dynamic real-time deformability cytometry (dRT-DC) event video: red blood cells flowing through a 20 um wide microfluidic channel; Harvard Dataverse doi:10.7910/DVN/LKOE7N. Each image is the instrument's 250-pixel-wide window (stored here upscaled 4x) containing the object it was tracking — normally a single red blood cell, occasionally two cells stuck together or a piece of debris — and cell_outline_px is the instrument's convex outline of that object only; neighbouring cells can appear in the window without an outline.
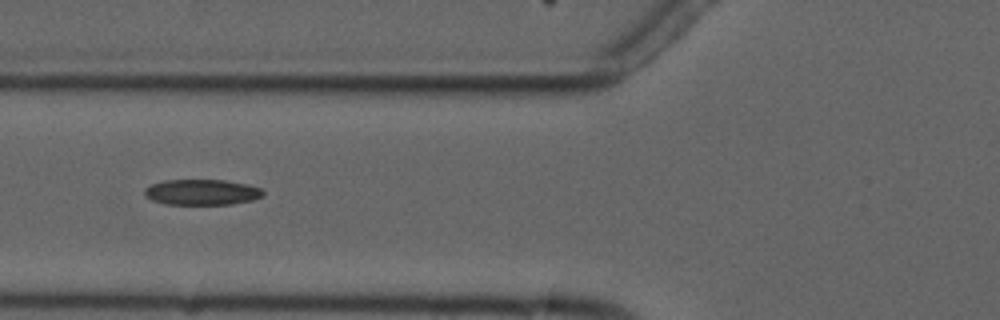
{"species": "common noctule bat (a hibernating species)", "species_latin": "Nyctalus noctula", "temperature_condition": "cold", "stored_images_in_passage": 9, "camera_frame_rate_fps": 3000, "um_per_image_px": 0.085, "animal": {"sex": "male", "forearm_length_mm": 52.5}, "frame": {"image": 1, "passage_image": 4, "time_ms": 4.333, "image_size_px": [1000, 320], "cell_outline_px": [[264, 192], [260, 196], [252, 200], [232, 204], [164, 204], [152, 200], [144, 196], [144, 188], [152, 184], [164, 180], [224, 180], [248, 184], [260, 188]], "centroid_in_image_um": [17.12, 16.33], "position_along_channel_um": 108.7, "area_um2": 17.69}}
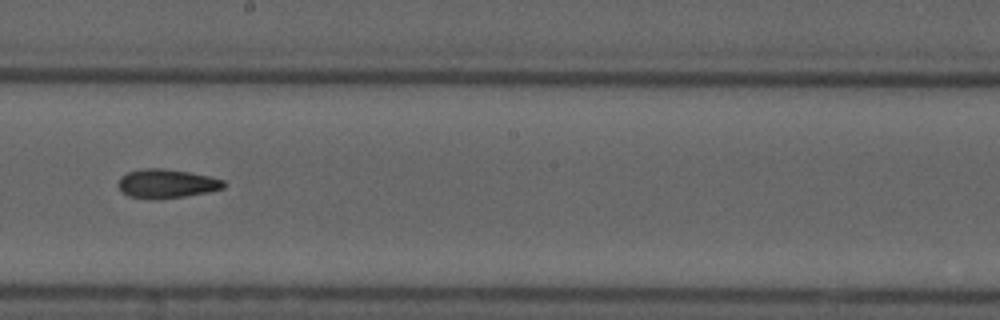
{"frame": {"image": 2, "passage_image": 7, "time_ms": 7.667, "image_size_px": [1000, 320], "cell_outline_px": [[224, 188], [184, 196], [156, 200], [128, 196], [116, 184], [120, 176], [128, 172], [144, 168], [160, 168], [188, 172], [208, 176], [224, 180]], "centroid_in_image_um": [14.1, 15.61], "position_along_channel_um": 234.1, "area_um2": 17.63}}
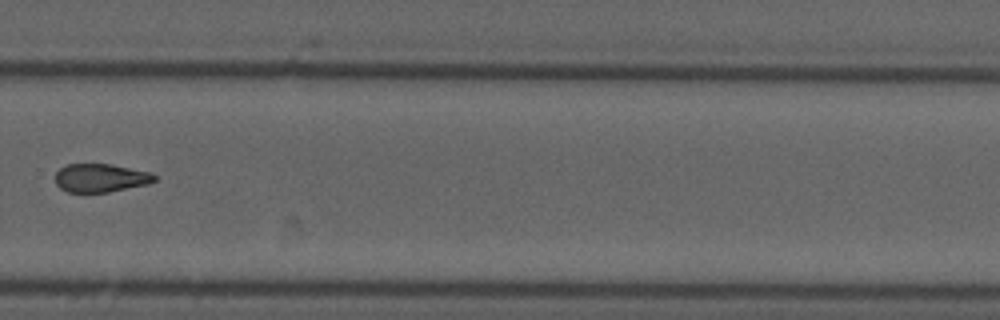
{"frame": {"image": 3, "passage_image": 9, "time_ms": 10.0, "image_size_px": [1000, 320], "cell_outline_px": [[156, 180], [148, 184], [108, 192], [68, 192], [60, 188], [56, 184], [56, 172], [64, 164], [112, 164], [152, 172], [156, 176]], "centroid_in_image_um": [8.56, 15.11], "position_along_channel_um": 321.2, "area_um2": 16.53}}